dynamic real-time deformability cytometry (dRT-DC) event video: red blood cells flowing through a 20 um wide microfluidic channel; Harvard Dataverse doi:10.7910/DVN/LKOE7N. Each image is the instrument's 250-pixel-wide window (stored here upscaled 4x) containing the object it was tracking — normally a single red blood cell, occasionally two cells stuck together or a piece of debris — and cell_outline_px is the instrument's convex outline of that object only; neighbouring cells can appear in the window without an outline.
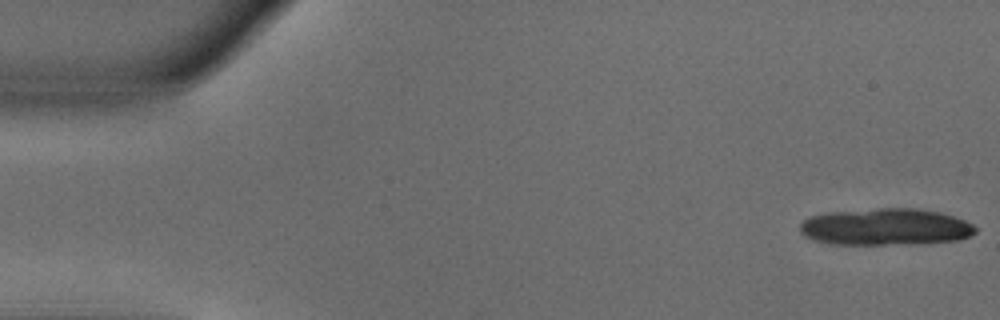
{"species": "common noctule bat (a hibernating species)", "species_latin": "Nyctalus noctula", "temperature_condition": "warm", "stored_images_in_passage": 13, "camera_frame_rate_fps": 3000, "um_per_image_px": 0.085, "animal": {"sex": "male", "body_mass_g": 18.8}, "frame": {"image": 1, "passage_image": 1, "time_ms": 0.0, "image_size_px": [1000, 320], "cell_outline_px": [[976, 232], [960, 240], [884, 244], [832, 244], [812, 240], [804, 236], [800, 232], [800, 224], [808, 216], [828, 212], [880, 208], [920, 208], [940, 212], [964, 220], [972, 224], [976, 228]], "centroid_in_image_um": [75.22, 19.27], "position_along_channel_um": 9.8, "area_um2": 37.51}}